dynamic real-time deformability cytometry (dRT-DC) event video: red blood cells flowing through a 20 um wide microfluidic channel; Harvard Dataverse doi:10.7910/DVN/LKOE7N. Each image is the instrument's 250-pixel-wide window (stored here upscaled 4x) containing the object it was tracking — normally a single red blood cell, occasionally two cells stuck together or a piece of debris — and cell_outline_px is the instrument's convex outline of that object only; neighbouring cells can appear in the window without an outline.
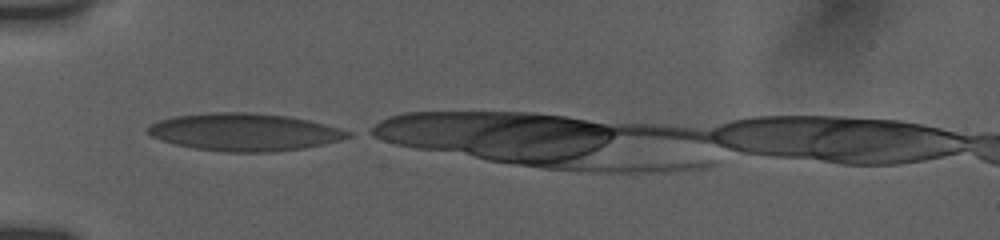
{"species": "human", "species_latin": "Homo sapiens", "temperature_condition": "room temperature", "stored_images_in_passage": 22, "camera_frame_rate_fps": 3000, "um_per_image_px": 0.085, "donor": {"sex": "female"}, "frame": {"image": 1, "passage_image": 1, "time_ms": 0.0, "image_size_px": [1000, 240], "cell_outline_px": [[348, 136], [336, 140], [304, 148], [276, 152], [224, 152], [196, 148], [176, 144], [152, 136], [144, 128], [160, 120], [176, 116], [212, 112], [248, 112], [284, 116], [308, 120], [336, 128], [348, 132]], "centroid_in_image_um": [20.69, 11.23], "position_along_channel_um": 64.3, "area_um2": 42.83}}
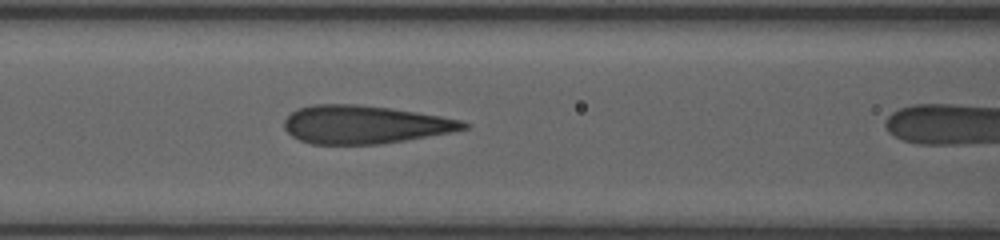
{"frame": {"image": 2, "passage_image": 13, "time_ms": 2.0, "image_size_px": [1000, 240], "cell_outline_px": [[468, 128], [448, 132], [404, 140], [380, 144], [312, 144], [300, 140], [292, 136], [284, 128], [284, 120], [292, 112], [300, 108], [312, 104], [356, 104], [388, 108], [460, 120], [468, 124]], "centroid_in_image_um": [30.9, 10.59], "position_along_channel_um": 135.7, "area_um2": 39.13}}
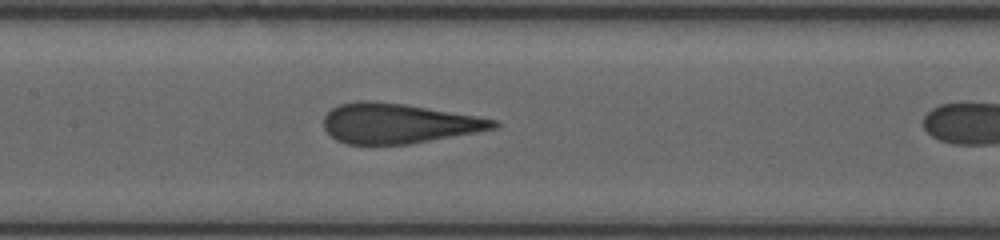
{"frame": {"image": 3, "passage_image": 19, "time_ms": 3.0, "image_size_px": [1000, 240], "cell_outline_px": [[500, 124], [492, 128], [472, 132], [408, 144], [348, 144], [336, 140], [324, 128], [324, 116], [332, 108], [340, 104], [356, 100], [364, 100], [404, 104], [496, 120]], "centroid_in_image_um": [33.74, 10.48], "position_along_channel_um": 173.7, "area_um2": 38.61}}